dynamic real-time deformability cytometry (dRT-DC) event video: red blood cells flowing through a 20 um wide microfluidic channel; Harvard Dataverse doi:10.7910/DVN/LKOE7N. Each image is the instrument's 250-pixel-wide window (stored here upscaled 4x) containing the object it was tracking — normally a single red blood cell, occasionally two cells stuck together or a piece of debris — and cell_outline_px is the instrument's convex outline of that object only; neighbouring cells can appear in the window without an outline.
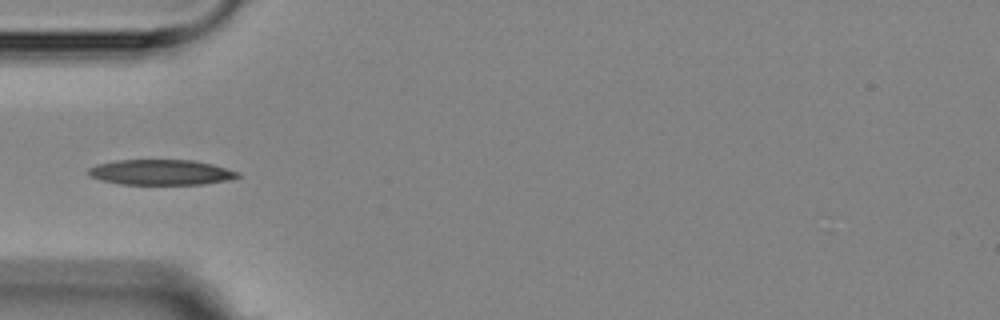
{"species": "Egyptian fruit bat (a non-hibernating species)", "species_latin": "Rousettus aegyptiacus", "temperature_condition": "room temperature", "stored_images_in_passage": 4, "camera_frame_rate_fps": 3000, "um_per_image_px": 0.085, "animal": {"sex": "female"}, "frame": {"image": 1, "passage_image": 4, "time_ms": 4.667, "image_size_px": [1000, 320], "cell_outline_px": [[240, 176], [228, 180], [204, 184], [120, 184], [100, 180], [88, 176], [88, 168], [96, 164], [116, 160], [192, 160], [212, 164], [240, 172]], "centroid_in_image_um": [13.65, 14.64], "position_along_channel_um": 71.4, "area_um2": 22.14}}